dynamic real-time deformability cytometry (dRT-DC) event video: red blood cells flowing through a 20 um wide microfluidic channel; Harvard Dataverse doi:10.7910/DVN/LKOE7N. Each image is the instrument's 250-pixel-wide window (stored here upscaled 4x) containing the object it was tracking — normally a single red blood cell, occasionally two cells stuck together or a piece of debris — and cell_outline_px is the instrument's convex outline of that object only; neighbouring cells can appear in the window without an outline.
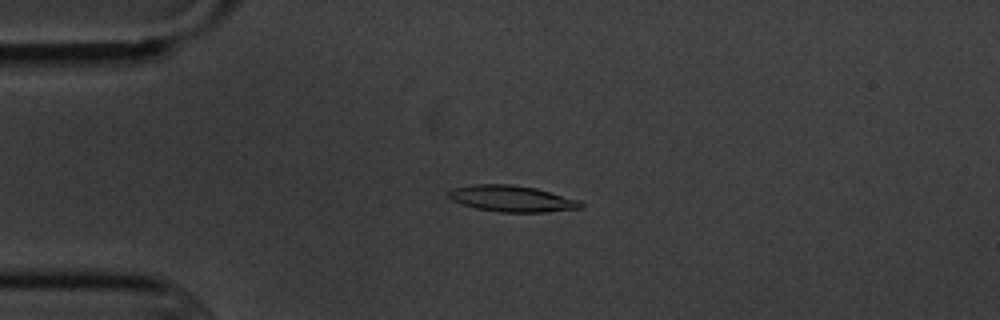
{"species": "common noctule bat (a hibernating species)", "species_latin": "Nyctalus noctula", "temperature_condition": "cold", "stored_images_in_passage": 4, "camera_frame_rate_fps": 3000, "um_per_image_px": 0.085, "animal": {"sex": "male", "body_mass_g": 20.1, "forearm_length_mm": 53.5}, "frame": {"image": 1, "passage_image": 3, "time_ms": 2.333, "image_size_px": [1000, 320], "cell_outline_px": [[584, 208], [544, 212], [500, 212], [476, 208], [452, 200], [448, 196], [448, 192], [452, 188], [476, 184], [512, 184], [536, 188], [580, 200], [584, 204]], "centroid_in_image_um": [43.55, 16.88], "position_along_channel_um": 41.5, "area_um2": 20.23}}